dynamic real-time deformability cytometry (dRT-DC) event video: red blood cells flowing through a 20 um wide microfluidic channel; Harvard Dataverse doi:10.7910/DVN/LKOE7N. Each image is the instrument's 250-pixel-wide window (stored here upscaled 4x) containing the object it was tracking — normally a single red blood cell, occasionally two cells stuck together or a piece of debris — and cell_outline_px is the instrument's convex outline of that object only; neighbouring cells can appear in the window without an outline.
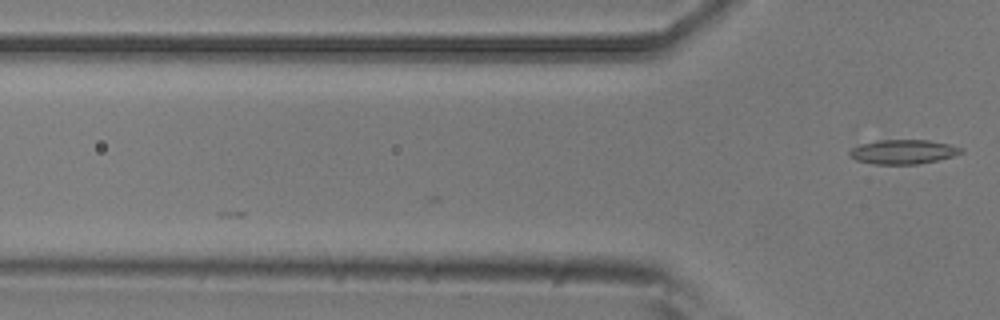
{"species": "common noctule bat (a hibernating species)", "species_latin": "Nyctalus noctula", "temperature_condition": "room temperature", "stored_images_in_passage": 2, "camera_frame_rate_fps": 3000, "um_per_image_px": 0.085, "animal": {"sex": "male", "body_mass_g": 20.5, "forearm_length_mm": 52.5}, "frame": {"image": 1, "passage_image": 2, "time_ms": 0.333, "image_size_px": [1000, 320], "cell_outline_px": [[964, 152], [952, 156], [936, 160], [916, 164], [872, 164], [856, 160], [848, 156], [848, 152], [852, 148], [860, 144], [876, 140], [928, 140], [948, 144], [964, 148]], "centroid_in_image_um": [76.73, 12.9], "position_along_channel_um": 49.1, "area_um2": 15.84}}